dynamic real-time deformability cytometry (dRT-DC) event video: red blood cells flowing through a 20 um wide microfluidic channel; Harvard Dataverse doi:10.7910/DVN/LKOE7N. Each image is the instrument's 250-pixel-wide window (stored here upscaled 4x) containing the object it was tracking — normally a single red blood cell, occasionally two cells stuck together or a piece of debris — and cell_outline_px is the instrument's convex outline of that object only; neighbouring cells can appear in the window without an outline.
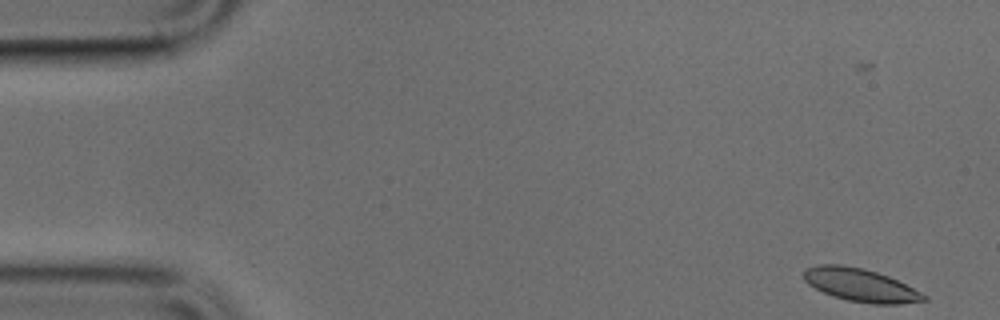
{"species": "common noctule bat (a hibernating species)", "species_latin": "Nyctalus noctula", "temperature_condition": "cold", "stored_images_in_passage": 49, "camera_frame_rate_fps": 3000, "um_per_image_px": 0.085, "animal": {"sex": "male", "body_mass_g": 17.9, "forearm_length_mm": 54.2}, "frame": {"image": 1, "passage_image": 1, "time_ms": 0.0, "image_size_px": [1000, 320], "cell_outline_px": [[928, 300], [900, 304], [872, 304], [848, 300], [832, 296], [808, 284], [804, 280], [804, 272], [808, 268], [820, 264], [840, 264], [864, 268], [888, 276], [928, 296]], "centroid_in_image_um": [73.15, 24.23], "position_along_channel_um": 11.9, "area_um2": 22.89}}
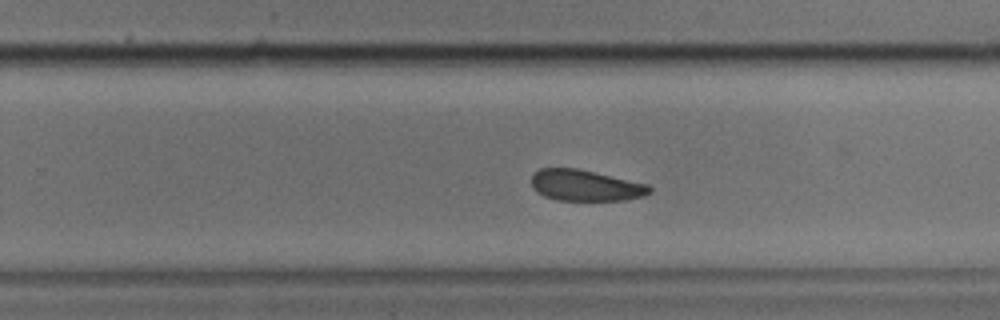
{"frame": {"image": 2, "passage_image": 30, "time_ms": 9.667, "image_size_px": [1000, 320], "cell_outline_px": [[652, 192], [644, 196], [624, 200], [556, 200], [544, 196], [536, 192], [532, 188], [532, 176], [540, 168], [580, 168], [648, 184], [652, 188]], "centroid_in_image_um": [49.78, 15.76], "position_along_channel_um": 280.0, "area_um2": 21.62}}
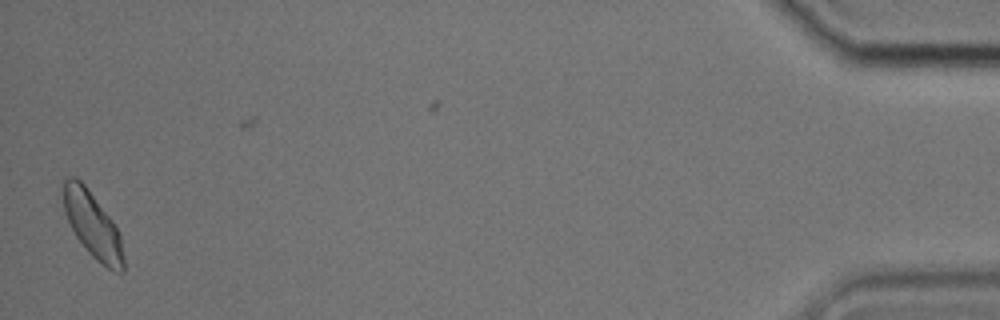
{"frame": {"image": 3, "passage_image": 48, "time_ms": 15.667, "image_size_px": [1000, 320], "cell_outline_px": [[124, 272], [116, 272], [108, 268], [96, 260], [88, 252], [76, 236], [64, 212], [64, 180], [68, 176], [76, 176], [84, 184], [112, 220], [120, 236], [124, 256]], "centroid_in_image_um": [7.88, 19.14], "position_along_channel_um": 427.3, "area_um2": 22.72}}